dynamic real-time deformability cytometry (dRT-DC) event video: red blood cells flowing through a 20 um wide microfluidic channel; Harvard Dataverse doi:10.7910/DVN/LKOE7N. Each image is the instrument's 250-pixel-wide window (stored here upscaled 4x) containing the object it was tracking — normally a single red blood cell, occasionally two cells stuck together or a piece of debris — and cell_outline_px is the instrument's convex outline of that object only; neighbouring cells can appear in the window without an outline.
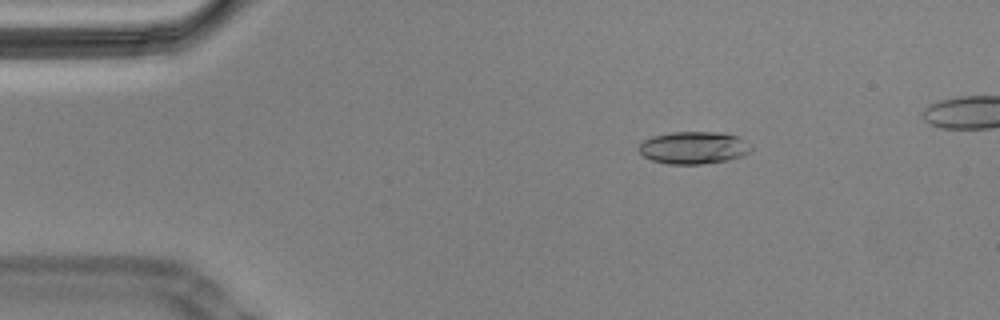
{"species": "Egyptian fruit bat (a non-hibernating species)", "species_latin": "Rousettus aegyptiacus", "temperature_condition": "cold", "stored_images_in_passage": 55, "camera_frame_rate_fps": 3000, "um_per_image_px": 0.085, "animal": {"sex": "male"}, "frame": {"image": 1, "passage_image": 9, "time_ms": 2.667, "image_size_px": [1000, 320], "cell_outline_px": [[752, 148], [748, 152], [740, 156], [728, 160], [704, 164], [668, 164], [652, 160], [644, 156], [640, 152], [640, 144], [644, 140], [652, 136], [672, 132], [716, 132], [736, 136], [752, 144]], "centroid_in_image_um": [58.96, 12.56], "position_along_channel_um": 26.0, "area_um2": 21.04}, "authors_computed_cell_mechanics": {"area_um2": 21.097, "velocity_mm_per_s": 3.4519, "shape_relaxation_time_tau1_ms": null, "shape_relaxation_time_tau2_ms": 1.6671, "deformation_change_tau1": null, "deformation_change_tau2": 0.0902}}